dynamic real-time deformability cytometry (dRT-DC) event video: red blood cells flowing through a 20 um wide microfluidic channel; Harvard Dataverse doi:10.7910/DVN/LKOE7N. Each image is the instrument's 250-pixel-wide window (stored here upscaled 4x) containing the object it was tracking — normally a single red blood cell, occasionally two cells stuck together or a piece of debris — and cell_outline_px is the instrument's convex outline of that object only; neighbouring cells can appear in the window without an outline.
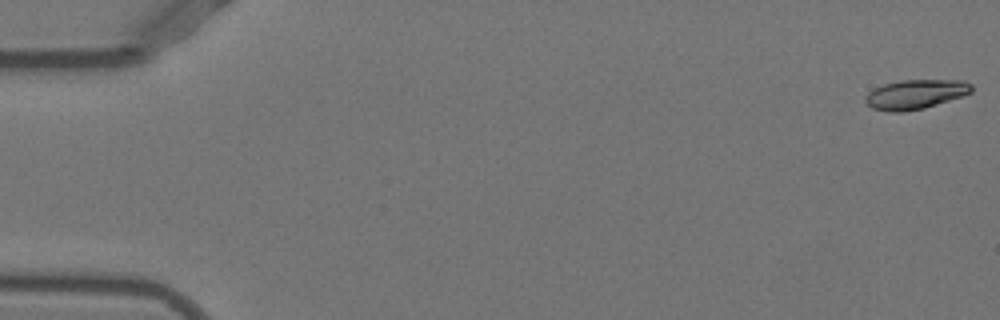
{"species": "Egyptian fruit bat (a non-hibernating species)", "species_latin": "Rousettus aegyptiacus", "temperature_condition": "warm", "stored_images_in_passage": 23, "camera_frame_rate_fps": 3000, "um_per_image_px": 0.085, "animal": {"sex": "female"}, "frame": {"image": 1, "passage_image": 1, "time_ms": 0.0, "image_size_px": [1000, 320], "cell_outline_px": [[972, 92], [964, 96], [924, 108], [900, 112], [888, 112], [872, 108], [864, 100], [864, 96], [868, 92], [884, 84], [900, 80], [964, 80], [972, 84]], "centroid_in_image_um": [77.83, 8.01], "position_along_channel_um": 7.2, "area_um2": 18.32}}
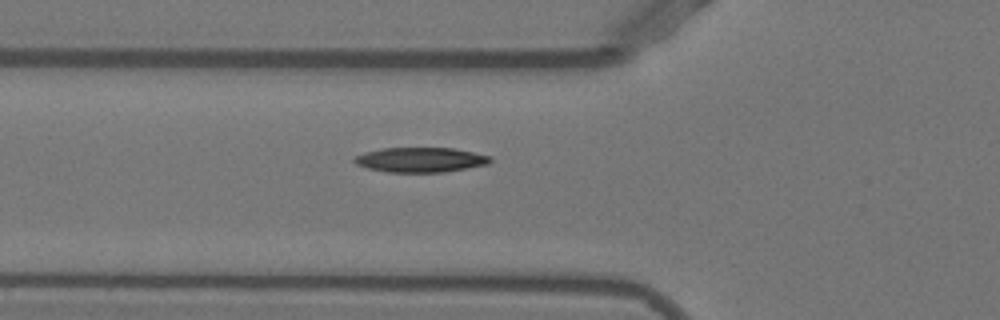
{"frame": {"image": 2, "passage_image": 19, "time_ms": 6.0, "image_size_px": [1000, 320], "cell_outline_px": [[492, 160], [488, 164], [444, 172], [388, 172], [368, 168], [356, 164], [352, 160], [356, 156], [364, 152], [380, 148], [452, 148], [492, 156]], "centroid_in_image_um": [35.73, 13.58], "position_along_channel_um": 90.1, "area_um2": 19.59}}
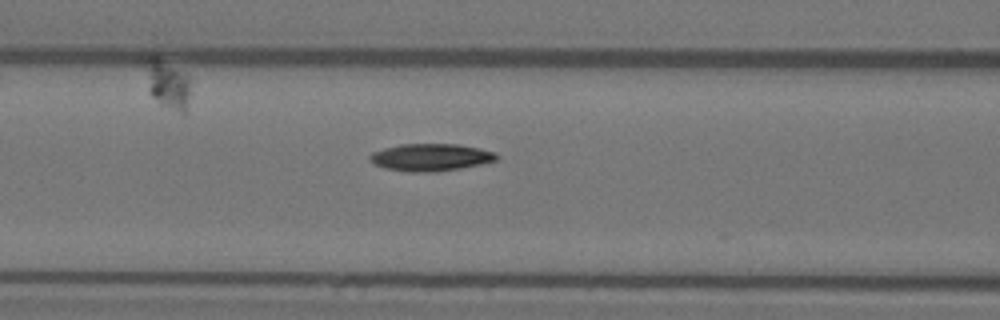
{"frame": {"image": 3, "passage_image": 22, "time_ms": 7.0, "image_size_px": [1000, 320], "cell_outline_px": [[500, 156], [496, 160], [480, 164], [460, 168], [436, 172], [412, 172], [384, 168], [376, 164], [368, 156], [372, 152], [384, 148], [400, 144], [456, 144], [480, 148], [496, 152]], "centroid_in_image_um": [36.64, 13.36], "position_along_channel_um": 130.0, "area_um2": 20.11}}